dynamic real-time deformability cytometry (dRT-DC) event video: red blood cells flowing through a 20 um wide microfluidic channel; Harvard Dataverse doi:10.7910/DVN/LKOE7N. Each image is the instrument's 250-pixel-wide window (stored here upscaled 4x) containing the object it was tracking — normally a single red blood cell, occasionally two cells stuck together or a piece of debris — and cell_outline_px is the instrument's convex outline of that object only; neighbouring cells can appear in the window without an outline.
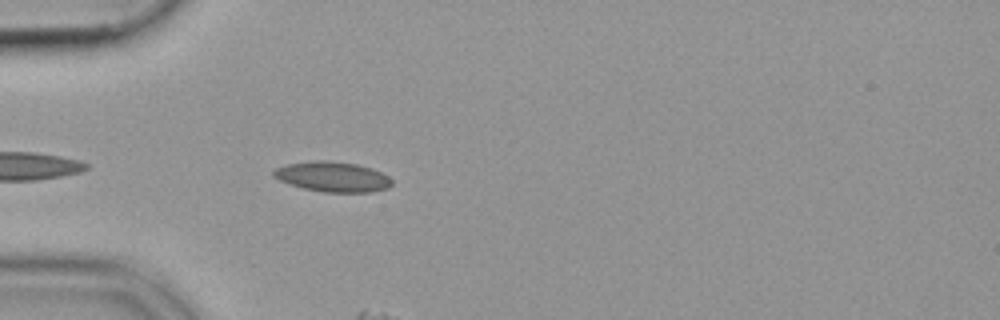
{"species": "common noctule bat (a hibernating species)", "species_latin": "Nyctalus noctula", "temperature_condition": "cold", "stored_images_in_passage": 5, "camera_frame_rate_fps": 3000, "um_per_image_px": 0.085, "animal": {"sex": "female", "body_mass_g": 19.9}, "frame": {"image": 1, "passage_image": 3, "time_ms": 0.667, "image_size_px": [1000, 320], "cell_outline_px": [[392, 184], [388, 188], [372, 192], [324, 192], [304, 188], [280, 180], [272, 176], [272, 172], [276, 168], [288, 164], [316, 160], [324, 160], [356, 164], [372, 168], [388, 176], [392, 180]], "centroid_in_image_um": [28.3, 15.02], "position_along_channel_um": 56.7, "area_um2": 20.58}}